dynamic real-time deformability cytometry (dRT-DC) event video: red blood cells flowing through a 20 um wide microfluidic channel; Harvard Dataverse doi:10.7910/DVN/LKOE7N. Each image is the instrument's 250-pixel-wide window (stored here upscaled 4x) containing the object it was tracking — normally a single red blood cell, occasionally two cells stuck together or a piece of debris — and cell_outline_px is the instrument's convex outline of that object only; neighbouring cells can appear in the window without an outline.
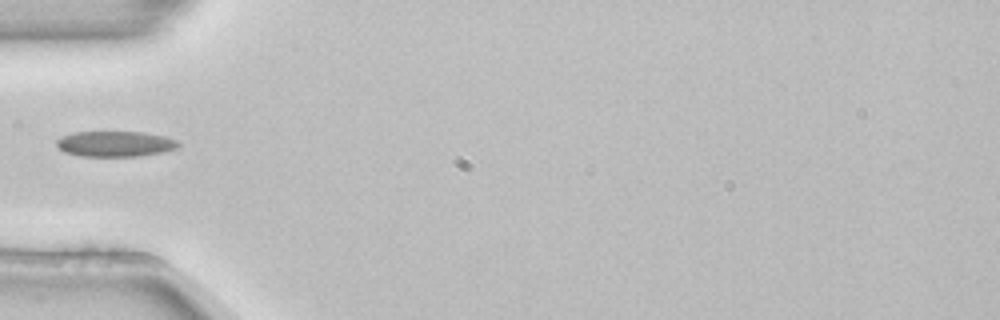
{"species": "common noctule bat (a hibernating species)", "species_latin": "Nyctalus noctula", "temperature_condition": "room temperature", "stored_images_in_passage": 3, "camera_frame_rate_fps": 3000, "um_per_image_px": 0.085, "animal": {"sex": "female", "body_mass_g": 22.7, "forearm_length_mm": 54.2}, "frame": {"image": 1, "passage_image": 2, "time_ms": 0.333, "image_size_px": [1000, 320], "cell_outline_px": [[180, 144], [176, 148], [164, 152], [140, 156], [80, 156], [64, 152], [56, 144], [56, 140], [60, 136], [76, 132], [144, 132], [164, 136], [176, 140]], "centroid_in_image_um": [9.78, 12.23], "position_along_channel_um": 75.2, "area_um2": 18.15}}